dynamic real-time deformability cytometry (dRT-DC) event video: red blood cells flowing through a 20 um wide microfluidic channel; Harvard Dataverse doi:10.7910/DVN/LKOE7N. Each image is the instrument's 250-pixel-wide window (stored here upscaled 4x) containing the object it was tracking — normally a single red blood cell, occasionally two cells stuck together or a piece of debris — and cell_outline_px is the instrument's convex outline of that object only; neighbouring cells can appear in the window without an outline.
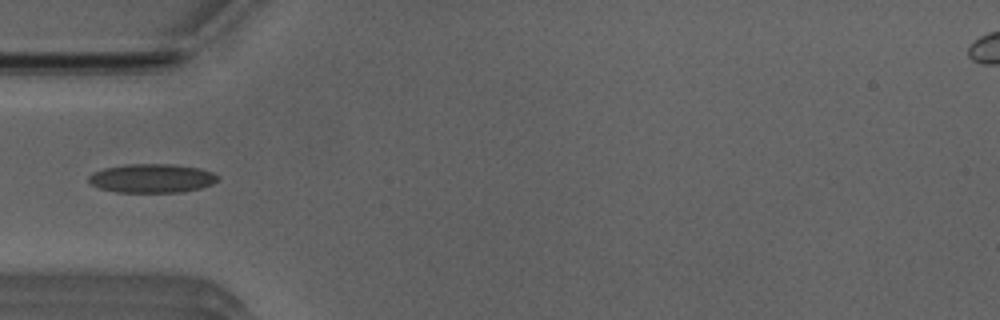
{"species": "Egyptian fruit bat (a non-hibernating species)", "species_latin": "Rousettus aegyptiacus", "temperature_condition": "room temperature", "stored_images_in_passage": 15, "camera_frame_rate_fps": 3000, "um_per_image_px": 0.085, "animal": {"sex": "male"}, "frame": {"image": 1, "passage_image": 1, "time_ms": 0.0, "image_size_px": [1000, 320], "cell_outline_px": [[220, 176], [212, 184], [200, 188], [180, 192], [116, 192], [100, 188], [92, 184], [88, 180], [88, 176], [92, 172], [104, 168], [124, 164], [176, 164], [200, 168], [212, 172]], "centroid_in_image_um": [12.9, 15.14], "position_along_channel_um": 72.1, "area_um2": 21.79}}
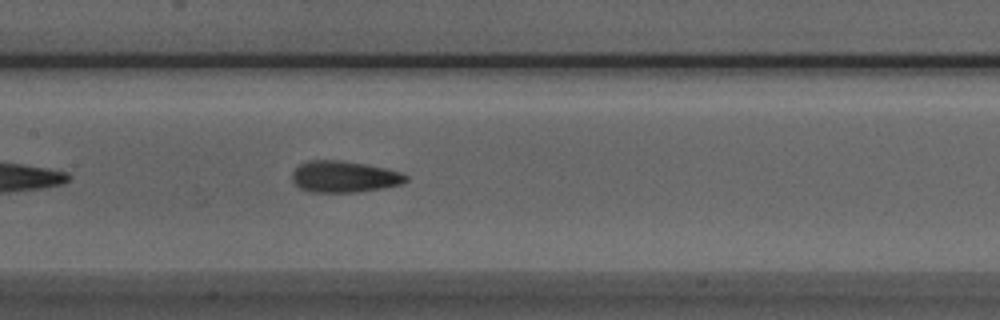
{"frame": {"image": 2, "passage_image": 9, "time_ms": 2.667, "image_size_px": [1000, 320], "cell_outline_px": [[408, 180], [400, 184], [384, 188], [356, 192], [308, 192], [300, 188], [292, 180], [292, 172], [300, 164], [308, 160], [340, 160], [364, 164], [384, 168], [400, 172], [408, 176]], "centroid_in_image_um": [29.23, 15.02], "position_along_channel_um": 178.2, "area_um2": 20.81}}
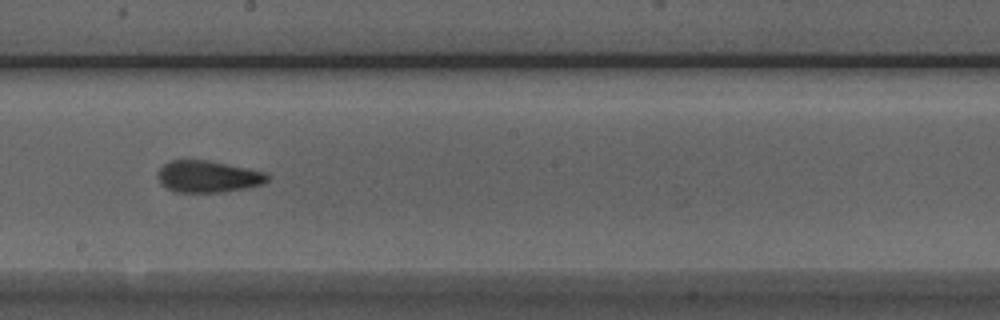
{"frame": {"image": 3, "passage_image": 13, "time_ms": 4.0, "image_size_px": [1000, 320], "cell_outline_px": [[268, 180], [264, 184], [248, 188], [220, 192], [176, 192], [160, 184], [156, 176], [156, 172], [168, 160], [208, 160], [268, 172]], "centroid_in_image_um": [17.67, 15.0], "position_along_channel_um": 230.5, "area_um2": 20.58}}